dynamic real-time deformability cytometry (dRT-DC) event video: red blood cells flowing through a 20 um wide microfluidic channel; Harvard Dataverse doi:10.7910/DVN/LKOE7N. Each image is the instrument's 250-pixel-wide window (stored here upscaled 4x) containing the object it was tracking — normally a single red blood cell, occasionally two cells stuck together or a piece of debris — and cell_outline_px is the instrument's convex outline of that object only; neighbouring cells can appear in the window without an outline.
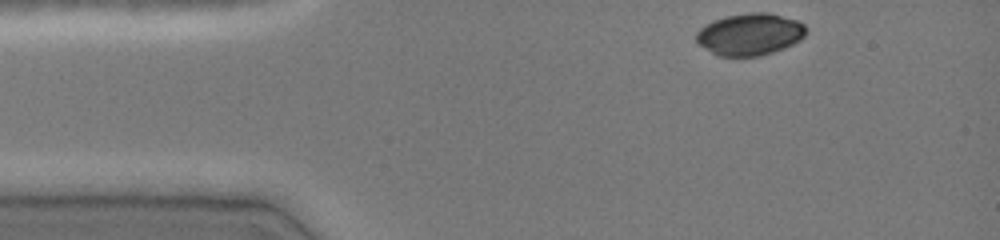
{"species": "common noctule bat (a hibernating species)", "species_latin": "Nyctalus noctula", "temperature_condition": "cold", "stored_images_in_passage": 36, "camera_frame_rate_fps": 3000, "um_per_image_px": 0.085, "animal": {"sex": "female", "body_mass_g": 19.0, "forearm_length_mm": 51.5}, "frame": {"image": 1, "passage_image": 1, "time_ms": 0.0, "image_size_px": [1000, 240], "cell_outline_px": [[808, 28], [804, 36], [800, 40], [792, 44], [772, 52], [760, 56], [716, 56], [700, 44], [696, 40], [696, 32], [704, 24], [712, 20], [724, 16], [748, 12], [768, 12], [796, 20], [804, 24]], "centroid_in_image_um": [63.72, 2.9], "position_along_channel_um": 21.3, "area_um2": 26.99}}
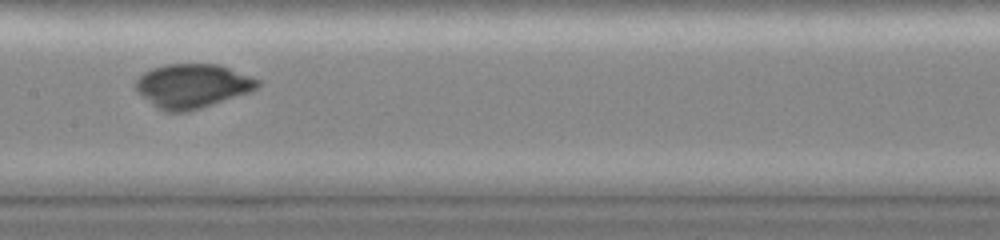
{"frame": {"image": 2, "passage_image": 18, "time_ms": 5.667, "image_size_px": [1000, 240], "cell_outline_px": [[260, 84], [252, 92], [188, 112], [164, 112], [152, 104], [136, 92], [136, 80], [144, 72], [152, 68], [168, 64], [220, 64], [260, 80]], "centroid_in_image_um": [16.36, 7.31], "position_along_channel_um": 191.0, "area_um2": 31.44}}
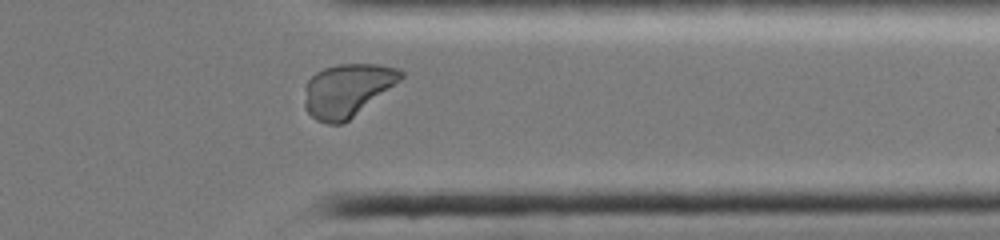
{"frame": {"image": 3, "passage_image": 32, "time_ms": 10.333, "image_size_px": [1000, 240], "cell_outline_px": [[404, 76], [400, 80], [344, 124], [328, 124], [316, 120], [304, 108], [304, 100], [308, 80], [316, 72], [324, 68], [336, 64], [376, 64], [400, 68], [404, 72]], "centroid_in_image_um": [29.51, 7.66], "position_along_channel_um": 381.9, "area_um2": 29.59}}